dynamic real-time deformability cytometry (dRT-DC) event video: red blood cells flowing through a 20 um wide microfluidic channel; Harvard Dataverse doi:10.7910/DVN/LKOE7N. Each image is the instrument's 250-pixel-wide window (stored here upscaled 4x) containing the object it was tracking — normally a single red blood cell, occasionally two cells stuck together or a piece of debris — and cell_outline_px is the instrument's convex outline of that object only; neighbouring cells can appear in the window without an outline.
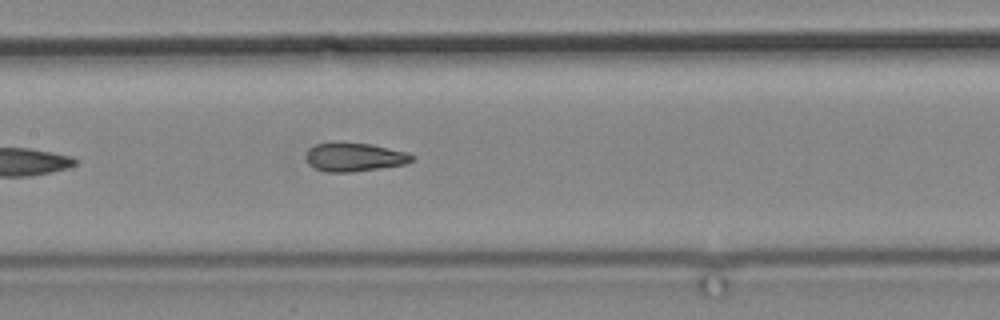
{"species": "common noctule bat (a hibernating species)", "species_latin": "Nyctalus noctula", "temperature_condition": "cold", "stored_images_in_passage": 5, "camera_frame_rate_fps": 3000, "um_per_image_px": 0.085, "animal": {"sex": "male", "body_mass_g": 19.2, "forearm_length_mm": 51.8}, "frame": {"image": 1, "passage_image": 5, "time_ms": 5.667, "image_size_px": [1000, 320], "cell_outline_px": [[416, 156], [412, 160], [404, 164], [380, 168], [352, 172], [328, 172], [316, 168], [308, 164], [304, 156], [308, 148], [316, 144], [336, 140], [340, 140], [372, 144], [408, 152]], "centroid_in_image_um": [30.08, 13.31], "position_along_channel_um": 177.3, "area_um2": 18.26}}